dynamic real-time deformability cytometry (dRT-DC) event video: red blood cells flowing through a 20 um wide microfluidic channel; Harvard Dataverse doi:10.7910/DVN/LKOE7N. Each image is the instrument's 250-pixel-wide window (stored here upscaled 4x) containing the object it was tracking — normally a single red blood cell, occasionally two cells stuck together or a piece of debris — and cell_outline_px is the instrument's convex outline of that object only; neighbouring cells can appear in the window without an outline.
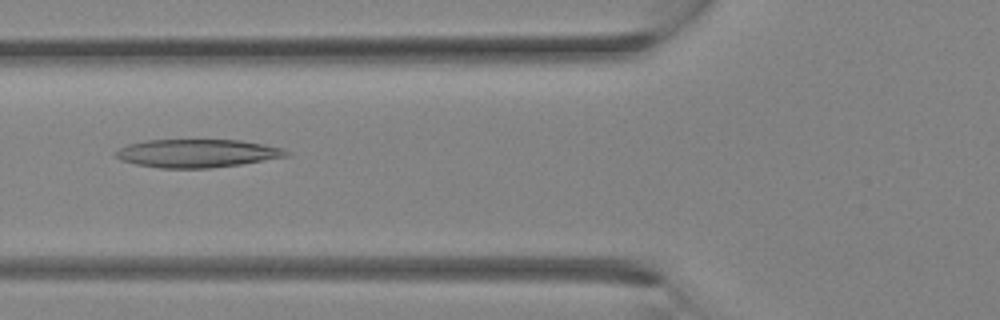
{"species": "Egyptian fruit bat (a non-hibernating species)", "species_latin": "Rousettus aegyptiacus", "temperature_condition": "room temperature", "stored_images_in_passage": 23, "camera_frame_rate_fps": 3000, "um_per_image_px": 0.085, "animal": {"sex": "female"}, "frame": {"image": 1, "passage_image": 4, "time_ms": 1.0, "image_size_px": [1000, 320], "cell_outline_px": [[292, 156], [240, 164], [208, 168], [160, 168], [136, 164], [120, 160], [116, 156], [116, 152], [120, 148], [128, 144], [148, 140], [240, 140], [264, 144], [284, 148], [292, 152]], "centroid_in_image_um": [16.83, 13.03], "position_along_channel_um": 109.0, "area_um2": 28.09}}
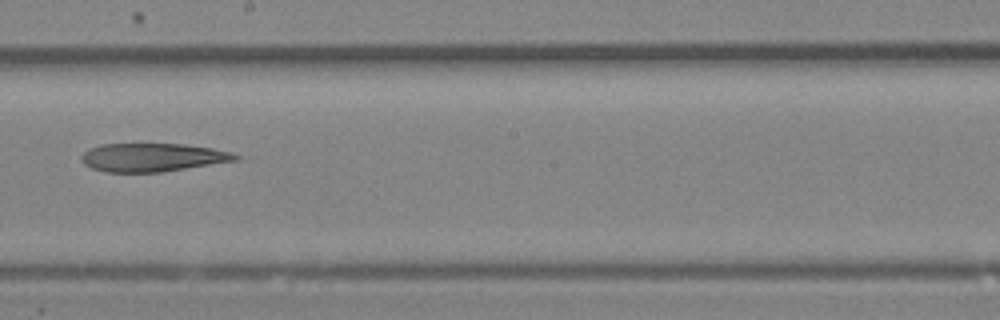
{"frame": {"image": 2, "passage_image": 10, "time_ms": 3.0, "image_size_px": [1000, 320], "cell_outline_px": [[240, 160], [164, 172], [104, 172], [92, 168], [84, 164], [80, 160], [80, 156], [88, 148], [100, 144], [184, 144], [212, 148], [232, 152], [240, 156]], "centroid_in_image_um": [12.97, 13.38], "position_along_channel_um": 235.2, "area_um2": 25.78}}
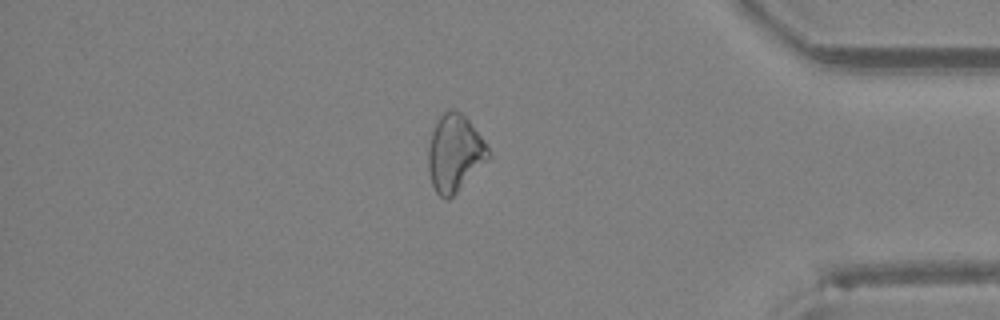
{"frame": {"image": 3, "passage_image": 19, "time_ms": 6.0, "image_size_px": [1000, 320], "cell_outline_px": [[492, 156], [448, 200], [444, 200], [436, 192], [432, 184], [428, 172], [428, 148], [432, 132], [440, 116], [444, 112], [452, 108], [460, 112], [468, 120], [480, 136], [488, 148]], "centroid_in_image_um": [38.63, 13.03], "position_along_channel_um": 396.6, "area_um2": 26.65}}